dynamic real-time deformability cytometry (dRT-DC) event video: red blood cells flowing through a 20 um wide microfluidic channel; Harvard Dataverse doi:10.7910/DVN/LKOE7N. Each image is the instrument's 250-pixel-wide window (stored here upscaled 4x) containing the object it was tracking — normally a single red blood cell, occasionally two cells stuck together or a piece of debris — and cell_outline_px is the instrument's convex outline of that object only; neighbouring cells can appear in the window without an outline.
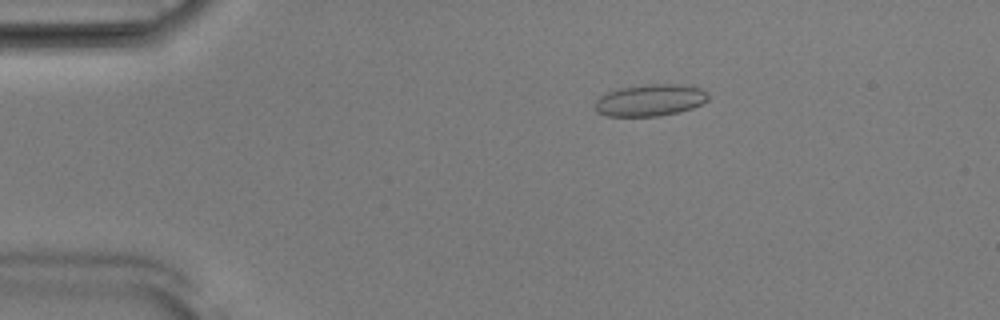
{"species": "Egyptian fruit bat (a non-hibernating species)", "species_latin": "Rousettus aegyptiacus", "temperature_condition": "room temperature", "stored_images_in_passage": 52, "camera_frame_rate_fps": 3000, "um_per_image_px": 0.085, "animal": {"sex": "male"}, "frame": {"image": 1, "passage_image": 10, "time_ms": 3.0, "image_size_px": [1000, 320], "cell_outline_px": [[708, 100], [692, 108], [680, 112], [660, 116], [608, 116], [596, 112], [596, 100], [600, 96], [608, 92], [620, 88], [644, 84], [680, 84], [700, 88], [708, 92]], "centroid_in_image_um": [55.28, 8.51], "position_along_channel_um": 29.7, "area_um2": 21.04}}
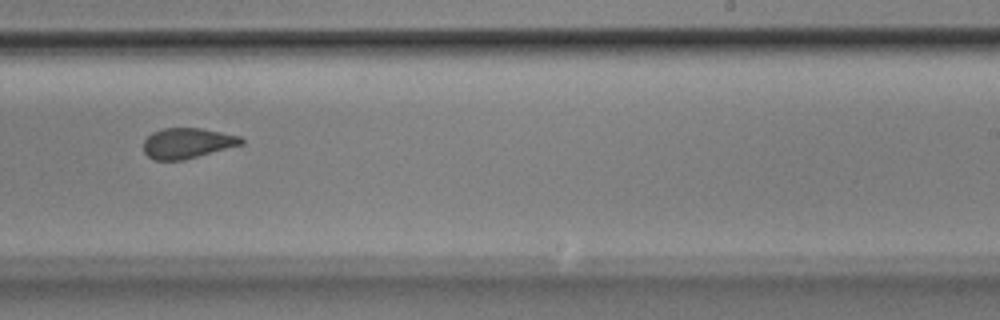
{"frame": {"image": 2, "passage_image": 33, "time_ms": 10.667, "image_size_px": [1000, 320], "cell_outline_px": [[244, 144], [184, 160], [152, 160], [144, 152], [144, 140], [152, 132], [164, 128], [200, 128], [240, 136], [244, 140]], "centroid_in_image_um": [15.92, 12.17], "position_along_channel_um": 273.1, "area_um2": 17.34}}
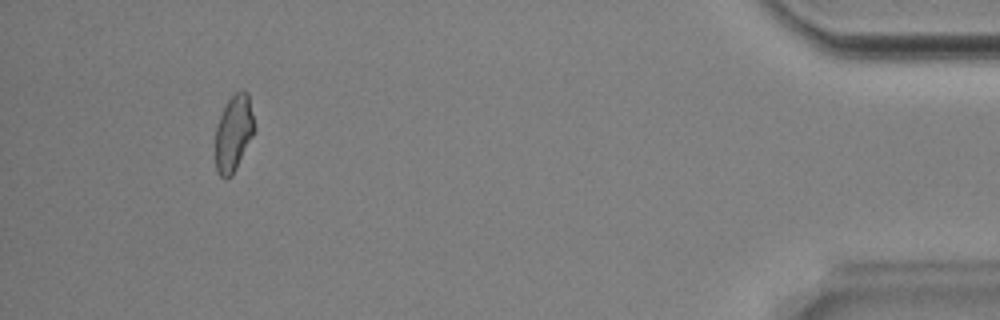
{"frame": {"image": 3, "passage_image": 49, "time_ms": 16.0, "image_size_px": [1000, 320], "cell_outline_px": [[256, 128], [232, 176], [228, 180], [224, 180], [216, 172], [216, 128], [220, 116], [228, 100], [240, 88], [244, 88], [248, 92]], "centroid_in_image_um": [19.87, 11.31], "position_along_channel_um": 415.3, "area_um2": 17.46}, "authors_computed_cell_mechanics": {"area_um2": 18.2359, "velocity_mm_per_s": 3.8986, "shape_relaxation_time_tau1_ms": 8.4588, "shape_relaxation_time_tau2_ms": 1.2738, "deformation_change_tau1": 0.1449, "deformation_change_tau2": 0.0663}}